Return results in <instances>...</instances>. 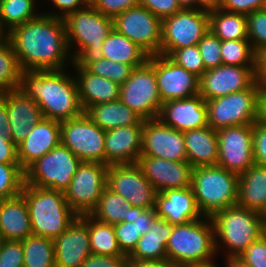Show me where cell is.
Returning a JSON list of instances; mask_svg holds the SVG:
<instances>
[{"label":"cell","instance_id":"6da1fadb","mask_svg":"<svg viewBox=\"0 0 266 267\" xmlns=\"http://www.w3.org/2000/svg\"><path fill=\"white\" fill-rule=\"evenodd\" d=\"M4 36L10 41L22 71L65 69L73 62L62 18L41 13Z\"/></svg>","mask_w":266,"mask_h":267},{"label":"cell","instance_id":"7a4b0ae2","mask_svg":"<svg viewBox=\"0 0 266 267\" xmlns=\"http://www.w3.org/2000/svg\"><path fill=\"white\" fill-rule=\"evenodd\" d=\"M66 70L22 71L19 89L38 104L44 118L61 122L84 113L75 76Z\"/></svg>","mask_w":266,"mask_h":267},{"label":"cell","instance_id":"3957f363","mask_svg":"<svg viewBox=\"0 0 266 267\" xmlns=\"http://www.w3.org/2000/svg\"><path fill=\"white\" fill-rule=\"evenodd\" d=\"M63 20L73 59L71 66L86 68L91 62L103 58L102 43L113 30L112 18L103 15L93 5H87Z\"/></svg>","mask_w":266,"mask_h":267},{"label":"cell","instance_id":"277c9868","mask_svg":"<svg viewBox=\"0 0 266 267\" xmlns=\"http://www.w3.org/2000/svg\"><path fill=\"white\" fill-rule=\"evenodd\" d=\"M211 219L214 224L216 252H221L223 243L222 249L226 257L239 256L266 230L264 215L239 205L218 211Z\"/></svg>","mask_w":266,"mask_h":267},{"label":"cell","instance_id":"5b68a950","mask_svg":"<svg viewBox=\"0 0 266 267\" xmlns=\"http://www.w3.org/2000/svg\"><path fill=\"white\" fill-rule=\"evenodd\" d=\"M21 194L29 208L33 235L54 239L79 216L68 205L63 191L24 183Z\"/></svg>","mask_w":266,"mask_h":267},{"label":"cell","instance_id":"8992f818","mask_svg":"<svg viewBox=\"0 0 266 267\" xmlns=\"http://www.w3.org/2000/svg\"><path fill=\"white\" fill-rule=\"evenodd\" d=\"M166 251L168 262L184 267L214 261L217 252L211 217L174 225Z\"/></svg>","mask_w":266,"mask_h":267},{"label":"cell","instance_id":"52a82bcc","mask_svg":"<svg viewBox=\"0 0 266 267\" xmlns=\"http://www.w3.org/2000/svg\"><path fill=\"white\" fill-rule=\"evenodd\" d=\"M239 175L219 167L193 168L192 189L200 213L212 217L218 211L237 205Z\"/></svg>","mask_w":266,"mask_h":267},{"label":"cell","instance_id":"ba28073f","mask_svg":"<svg viewBox=\"0 0 266 267\" xmlns=\"http://www.w3.org/2000/svg\"><path fill=\"white\" fill-rule=\"evenodd\" d=\"M81 162L60 143L24 171L25 184L64 192Z\"/></svg>","mask_w":266,"mask_h":267},{"label":"cell","instance_id":"9c48e42d","mask_svg":"<svg viewBox=\"0 0 266 267\" xmlns=\"http://www.w3.org/2000/svg\"><path fill=\"white\" fill-rule=\"evenodd\" d=\"M119 100L144 120L157 118L162 101L156 83L154 55L132 70L130 77L120 86Z\"/></svg>","mask_w":266,"mask_h":267},{"label":"cell","instance_id":"30bf717a","mask_svg":"<svg viewBox=\"0 0 266 267\" xmlns=\"http://www.w3.org/2000/svg\"><path fill=\"white\" fill-rule=\"evenodd\" d=\"M258 90L255 81L248 89L206 100L208 126L214 130L253 124L258 120Z\"/></svg>","mask_w":266,"mask_h":267},{"label":"cell","instance_id":"8fae6325","mask_svg":"<svg viewBox=\"0 0 266 267\" xmlns=\"http://www.w3.org/2000/svg\"><path fill=\"white\" fill-rule=\"evenodd\" d=\"M209 31V11L181 9L162 20L161 54L197 45Z\"/></svg>","mask_w":266,"mask_h":267},{"label":"cell","instance_id":"7c38bea8","mask_svg":"<svg viewBox=\"0 0 266 267\" xmlns=\"http://www.w3.org/2000/svg\"><path fill=\"white\" fill-rule=\"evenodd\" d=\"M108 165L98 162H81L64 191L68 205L80 216L90 214L98 205L107 187Z\"/></svg>","mask_w":266,"mask_h":267},{"label":"cell","instance_id":"4fadbf2b","mask_svg":"<svg viewBox=\"0 0 266 267\" xmlns=\"http://www.w3.org/2000/svg\"><path fill=\"white\" fill-rule=\"evenodd\" d=\"M61 144L69 148L82 162L105 164V133L85 112L60 122Z\"/></svg>","mask_w":266,"mask_h":267},{"label":"cell","instance_id":"5bb4252c","mask_svg":"<svg viewBox=\"0 0 266 267\" xmlns=\"http://www.w3.org/2000/svg\"><path fill=\"white\" fill-rule=\"evenodd\" d=\"M113 28L141 47L149 56L161 54L162 20L136 5L113 18Z\"/></svg>","mask_w":266,"mask_h":267},{"label":"cell","instance_id":"9a60e30c","mask_svg":"<svg viewBox=\"0 0 266 267\" xmlns=\"http://www.w3.org/2000/svg\"><path fill=\"white\" fill-rule=\"evenodd\" d=\"M219 167L238 175L253 164V124L224 127L217 130Z\"/></svg>","mask_w":266,"mask_h":267},{"label":"cell","instance_id":"2e32d148","mask_svg":"<svg viewBox=\"0 0 266 267\" xmlns=\"http://www.w3.org/2000/svg\"><path fill=\"white\" fill-rule=\"evenodd\" d=\"M107 187L132 206L155 208L157 191L137 163L108 165Z\"/></svg>","mask_w":266,"mask_h":267},{"label":"cell","instance_id":"e0dca14e","mask_svg":"<svg viewBox=\"0 0 266 267\" xmlns=\"http://www.w3.org/2000/svg\"><path fill=\"white\" fill-rule=\"evenodd\" d=\"M154 70L162 103L199 94V77L177 65L168 56L154 55Z\"/></svg>","mask_w":266,"mask_h":267},{"label":"cell","instance_id":"ac0fdd59","mask_svg":"<svg viewBox=\"0 0 266 267\" xmlns=\"http://www.w3.org/2000/svg\"><path fill=\"white\" fill-rule=\"evenodd\" d=\"M141 155L187 162L184 134L158 118L145 119Z\"/></svg>","mask_w":266,"mask_h":267},{"label":"cell","instance_id":"d6986e66","mask_svg":"<svg viewBox=\"0 0 266 267\" xmlns=\"http://www.w3.org/2000/svg\"><path fill=\"white\" fill-rule=\"evenodd\" d=\"M256 67L220 65L199 78V95L205 101L248 89L256 81Z\"/></svg>","mask_w":266,"mask_h":267},{"label":"cell","instance_id":"ffe728a7","mask_svg":"<svg viewBox=\"0 0 266 267\" xmlns=\"http://www.w3.org/2000/svg\"><path fill=\"white\" fill-rule=\"evenodd\" d=\"M53 243L56 267H80L91 254L88 214L78 216Z\"/></svg>","mask_w":266,"mask_h":267},{"label":"cell","instance_id":"44dd1931","mask_svg":"<svg viewBox=\"0 0 266 267\" xmlns=\"http://www.w3.org/2000/svg\"><path fill=\"white\" fill-rule=\"evenodd\" d=\"M137 164L157 193L166 189L187 188L192 185L193 167L189 162L140 155Z\"/></svg>","mask_w":266,"mask_h":267},{"label":"cell","instance_id":"7402d4cb","mask_svg":"<svg viewBox=\"0 0 266 267\" xmlns=\"http://www.w3.org/2000/svg\"><path fill=\"white\" fill-rule=\"evenodd\" d=\"M9 119V138L18 146L42 118L38 104L19 88L2 92Z\"/></svg>","mask_w":266,"mask_h":267},{"label":"cell","instance_id":"603a6c76","mask_svg":"<svg viewBox=\"0 0 266 267\" xmlns=\"http://www.w3.org/2000/svg\"><path fill=\"white\" fill-rule=\"evenodd\" d=\"M157 118L178 131L185 132L208 126L207 105L201 95L165 101Z\"/></svg>","mask_w":266,"mask_h":267},{"label":"cell","instance_id":"cb8c5ba5","mask_svg":"<svg viewBox=\"0 0 266 267\" xmlns=\"http://www.w3.org/2000/svg\"><path fill=\"white\" fill-rule=\"evenodd\" d=\"M155 211L159 218L173 225L186 224L203 217L192 187L166 189L157 193Z\"/></svg>","mask_w":266,"mask_h":267},{"label":"cell","instance_id":"d4e9b609","mask_svg":"<svg viewBox=\"0 0 266 267\" xmlns=\"http://www.w3.org/2000/svg\"><path fill=\"white\" fill-rule=\"evenodd\" d=\"M60 121L42 118L18 146V161L25 171L33 162L61 143Z\"/></svg>","mask_w":266,"mask_h":267},{"label":"cell","instance_id":"484cf974","mask_svg":"<svg viewBox=\"0 0 266 267\" xmlns=\"http://www.w3.org/2000/svg\"><path fill=\"white\" fill-rule=\"evenodd\" d=\"M143 125L118 127L105 133V164L137 163L142 151Z\"/></svg>","mask_w":266,"mask_h":267},{"label":"cell","instance_id":"4316f807","mask_svg":"<svg viewBox=\"0 0 266 267\" xmlns=\"http://www.w3.org/2000/svg\"><path fill=\"white\" fill-rule=\"evenodd\" d=\"M0 234L5 240L16 241L32 235L29 208L22 194L0 204Z\"/></svg>","mask_w":266,"mask_h":267},{"label":"cell","instance_id":"83f0119b","mask_svg":"<svg viewBox=\"0 0 266 267\" xmlns=\"http://www.w3.org/2000/svg\"><path fill=\"white\" fill-rule=\"evenodd\" d=\"M80 103L85 111L88 107L120 99V85L104 77L90 73L86 68L72 67Z\"/></svg>","mask_w":266,"mask_h":267},{"label":"cell","instance_id":"f1b7e54d","mask_svg":"<svg viewBox=\"0 0 266 267\" xmlns=\"http://www.w3.org/2000/svg\"><path fill=\"white\" fill-rule=\"evenodd\" d=\"M183 134L185 138L187 162H189L193 168L217 165V130L206 126L185 131Z\"/></svg>","mask_w":266,"mask_h":267},{"label":"cell","instance_id":"f546056e","mask_svg":"<svg viewBox=\"0 0 266 267\" xmlns=\"http://www.w3.org/2000/svg\"><path fill=\"white\" fill-rule=\"evenodd\" d=\"M237 205L266 217V166L253 164L239 175Z\"/></svg>","mask_w":266,"mask_h":267},{"label":"cell","instance_id":"4dcf8cb0","mask_svg":"<svg viewBox=\"0 0 266 267\" xmlns=\"http://www.w3.org/2000/svg\"><path fill=\"white\" fill-rule=\"evenodd\" d=\"M174 225L157 217L148 232L141 236L134 250L127 256L129 260H167L166 245Z\"/></svg>","mask_w":266,"mask_h":267},{"label":"cell","instance_id":"1f68e13d","mask_svg":"<svg viewBox=\"0 0 266 267\" xmlns=\"http://www.w3.org/2000/svg\"><path fill=\"white\" fill-rule=\"evenodd\" d=\"M84 112L105 131L130 125H144V119L120 100L99 103L88 107Z\"/></svg>","mask_w":266,"mask_h":267},{"label":"cell","instance_id":"d6a6232c","mask_svg":"<svg viewBox=\"0 0 266 267\" xmlns=\"http://www.w3.org/2000/svg\"><path fill=\"white\" fill-rule=\"evenodd\" d=\"M102 51L103 58L130 64L133 68L142 66L149 57L141 47L114 28L102 43Z\"/></svg>","mask_w":266,"mask_h":267},{"label":"cell","instance_id":"836d02e7","mask_svg":"<svg viewBox=\"0 0 266 267\" xmlns=\"http://www.w3.org/2000/svg\"><path fill=\"white\" fill-rule=\"evenodd\" d=\"M209 30L221 41L248 39L247 15L221 8L211 10Z\"/></svg>","mask_w":266,"mask_h":267},{"label":"cell","instance_id":"e575fe53","mask_svg":"<svg viewBox=\"0 0 266 267\" xmlns=\"http://www.w3.org/2000/svg\"><path fill=\"white\" fill-rule=\"evenodd\" d=\"M37 0H0V31L5 35L12 28L37 18Z\"/></svg>","mask_w":266,"mask_h":267},{"label":"cell","instance_id":"d590c367","mask_svg":"<svg viewBox=\"0 0 266 267\" xmlns=\"http://www.w3.org/2000/svg\"><path fill=\"white\" fill-rule=\"evenodd\" d=\"M88 232L91 254L126 256L120 249L113 225L100 222L88 214Z\"/></svg>","mask_w":266,"mask_h":267},{"label":"cell","instance_id":"8d00e7d4","mask_svg":"<svg viewBox=\"0 0 266 267\" xmlns=\"http://www.w3.org/2000/svg\"><path fill=\"white\" fill-rule=\"evenodd\" d=\"M132 207L123 196L106 187L102 192L98 205L90 215L100 222L115 225L126 221L128 208Z\"/></svg>","mask_w":266,"mask_h":267},{"label":"cell","instance_id":"74e56055","mask_svg":"<svg viewBox=\"0 0 266 267\" xmlns=\"http://www.w3.org/2000/svg\"><path fill=\"white\" fill-rule=\"evenodd\" d=\"M24 267H56L53 239L30 235L22 240Z\"/></svg>","mask_w":266,"mask_h":267},{"label":"cell","instance_id":"f35d334b","mask_svg":"<svg viewBox=\"0 0 266 267\" xmlns=\"http://www.w3.org/2000/svg\"><path fill=\"white\" fill-rule=\"evenodd\" d=\"M22 69L10 41L0 39V92L19 88Z\"/></svg>","mask_w":266,"mask_h":267},{"label":"cell","instance_id":"ab89813d","mask_svg":"<svg viewBox=\"0 0 266 267\" xmlns=\"http://www.w3.org/2000/svg\"><path fill=\"white\" fill-rule=\"evenodd\" d=\"M223 65L256 67L257 53L248 39L221 41Z\"/></svg>","mask_w":266,"mask_h":267},{"label":"cell","instance_id":"60d3db41","mask_svg":"<svg viewBox=\"0 0 266 267\" xmlns=\"http://www.w3.org/2000/svg\"><path fill=\"white\" fill-rule=\"evenodd\" d=\"M24 183L25 172L20 164L0 163V195L4 199L21 194Z\"/></svg>","mask_w":266,"mask_h":267},{"label":"cell","instance_id":"b9f144b4","mask_svg":"<svg viewBox=\"0 0 266 267\" xmlns=\"http://www.w3.org/2000/svg\"><path fill=\"white\" fill-rule=\"evenodd\" d=\"M86 69L94 75L109 79L121 86L130 77L134 68L130 64L116 63L115 61L101 58L91 62Z\"/></svg>","mask_w":266,"mask_h":267},{"label":"cell","instance_id":"7bdbcfd3","mask_svg":"<svg viewBox=\"0 0 266 267\" xmlns=\"http://www.w3.org/2000/svg\"><path fill=\"white\" fill-rule=\"evenodd\" d=\"M168 57L185 70L194 73L199 78L206 71L198 45L173 50Z\"/></svg>","mask_w":266,"mask_h":267},{"label":"cell","instance_id":"ee69618b","mask_svg":"<svg viewBox=\"0 0 266 267\" xmlns=\"http://www.w3.org/2000/svg\"><path fill=\"white\" fill-rule=\"evenodd\" d=\"M248 40L256 53L266 48V7L247 14Z\"/></svg>","mask_w":266,"mask_h":267},{"label":"cell","instance_id":"f6af8a7d","mask_svg":"<svg viewBox=\"0 0 266 267\" xmlns=\"http://www.w3.org/2000/svg\"><path fill=\"white\" fill-rule=\"evenodd\" d=\"M197 45L206 70L223 65L221 57V40L210 30Z\"/></svg>","mask_w":266,"mask_h":267},{"label":"cell","instance_id":"bcb514c9","mask_svg":"<svg viewBox=\"0 0 266 267\" xmlns=\"http://www.w3.org/2000/svg\"><path fill=\"white\" fill-rule=\"evenodd\" d=\"M113 227L121 251L128 256L134 250L137 242L141 238L136 223L123 221L113 225Z\"/></svg>","mask_w":266,"mask_h":267},{"label":"cell","instance_id":"7dc6e473","mask_svg":"<svg viewBox=\"0 0 266 267\" xmlns=\"http://www.w3.org/2000/svg\"><path fill=\"white\" fill-rule=\"evenodd\" d=\"M22 241L5 240L0 252V267H24Z\"/></svg>","mask_w":266,"mask_h":267},{"label":"cell","instance_id":"c3c4849f","mask_svg":"<svg viewBox=\"0 0 266 267\" xmlns=\"http://www.w3.org/2000/svg\"><path fill=\"white\" fill-rule=\"evenodd\" d=\"M239 257L251 267H266V230Z\"/></svg>","mask_w":266,"mask_h":267},{"label":"cell","instance_id":"681fc988","mask_svg":"<svg viewBox=\"0 0 266 267\" xmlns=\"http://www.w3.org/2000/svg\"><path fill=\"white\" fill-rule=\"evenodd\" d=\"M155 208H142L133 206L128 208V218L126 221L136 223L141 236L145 235L150 225L157 218Z\"/></svg>","mask_w":266,"mask_h":267},{"label":"cell","instance_id":"f907efd6","mask_svg":"<svg viewBox=\"0 0 266 267\" xmlns=\"http://www.w3.org/2000/svg\"><path fill=\"white\" fill-rule=\"evenodd\" d=\"M253 153L255 164L266 166V122L253 123Z\"/></svg>","mask_w":266,"mask_h":267},{"label":"cell","instance_id":"816d5d0a","mask_svg":"<svg viewBox=\"0 0 266 267\" xmlns=\"http://www.w3.org/2000/svg\"><path fill=\"white\" fill-rule=\"evenodd\" d=\"M139 5L147 8L161 20L181 10L176 0H139Z\"/></svg>","mask_w":266,"mask_h":267},{"label":"cell","instance_id":"f5cc1de1","mask_svg":"<svg viewBox=\"0 0 266 267\" xmlns=\"http://www.w3.org/2000/svg\"><path fill=\"white\" fill-rule=\"evenodd\" d=\"M139 5V0H97L93 6L103 15L114 18L125 10Z\"/></svg>","mask_w":266,"mask_h":267},{"label":"cell","instance_id":"db71d44e","mask_svg":"<svg viewBox=\"0 0 266 267\" xmlns=\"http://www.w3.org/2000/svg\"><path fill=\"white\" fill-rule=\"evenodd\" d=\"M266 7V0H222L220 8L235 13L248 14Z\"/></svg>","mask_w":266,"mask_h":267},{"label":"cell","instance_id":"11a10c76","mask_svg":"<svg viewBox=\"0 0 266 267\" xmlns=\"http://www.w3.org/2000/svg\"><path fill=\"white\" fill-rule=\"evenodd\" d=\"M127 256H104L90 254L80 267H127Z\"/></svg>","mask_w":266,"mask_h":267},{"label":"cell","instance_id":"9f6ffc18","mask_svg":"<svg viewBox=\"0 0 266 267\" xmlns=\"http://www.w3.org/2000/svg\"><path fill=\"white\" fill-rule=\"evenodd\" d=\"M51 5L55 6L53 12H42L43 14L64 19L68 14L86 7L88 4L85 0H48Z\"/></svg>","mask_w":266,"mask_h":267},{"label":"cell","instance_id":"6f0895ef","mask_svg":"<svg viewBox=\"0 0 266 267\" xmlns=\"http://www.w3.org/2000/svg\"><path fill=\"white\" fill-rule=\"evenodd\" d=\"M0 163L19 164L17 146L9 137H0Z\"/></svg>","mask_w":266,"mask_h":267},{"label":"cell","instance_id":"680465c9","mask_svg":"<svg viewBox=\"0 0 266 267\" xmlns=\"http://www.w3.org/2000/svg\"><path fill=\"white\" fill-rule=\"evenodd\" d=\"M256 82L266 84V48L260 50L256 57Z\"/></svg>","mask_w":266,"mask_h":267},{"label":"cell","instance_id":"91938a15","mask_svg":"<svg viewBox=\"0 0 266 267\" xmlns=\"http://www.w3.org/2000/svg\"><path fill=\"white\" fill-rule=\"evenodd\" d=\"M258 90V120L266 122V84L257 83Z\"/></svg>","mask_w":266,"mask_h":267},{"label":"cell","instance_id":"94428289","mask_svg":"<svg viewBox=\"0 0 266 267\" xmlns=\"http://www.w3.org/2000/svg\"><path fill=\"white\" fill-rule=\"evenodd\" d=\"M9 126L6 101L0 95V137H9Z\"/></svg>","mask_w":266,"mask_h":267},{"label":"cell","instance_id":"6125c7cd","mask_svg":"<svg viewBox=\"0 0 266 267\" xmlns=\"http://www.w3.org/2000/svg\"><path fill=\"white\" fill-rule=\"evenodd\" d=\"M167 260H129L127 267H163Z\"/></svg>","mask_w":266,"mask_h":267},{"label":"cell","instance_id":"be15d7a7","mask_svg":"<svg viewBox=\"0 0 266 267\" xmlns=\"http://www.w3.org/2000/svg\"><path fill=\"white\" fill-rule=\"evenodd\" d=\"M222 0H196V9L211 11L220 8Z\"/></svg>","mask_w":266,"mask_h":267},{"label":"cell","instance_id":"e7e4bbea","mask_svg":"<svg viewBox=\"0 0 266 267\" xmlns=\"http://www.w3.org/2000/svg\"><path fill=\"white\" fill-rule=\"evenodd\" d=\"M224 263L226 267H251L247 263H245L239 256L235 257H226L224 259Z\"/></svg>","mask_w":266,"mask_h":267},{"label":"cell","instance_id":"03108f58","mask_svg":"<svg viewBox=\"0 0 266 267\" xmlns=\"http://www.w3.org/2000/svg\"><path fill=\"white\" fill-rule=\"evenodd\" d=\"M181 9H196V0H176Z\"/></svg>","mask_w":266,"mask_h":267},{"label":"cell","instance_id":"003e7915","mask_svg":"<svg viewBox=\"0 0 266 267\" xmlns=\"http://www.w3.org/2000/svg\"><path fill=\"white\" fill-rule=\"evenodd\" d=\"M216 261H211V262H207V263H199V264H193V265H189L186 267H219L216 266Z\"/></svg>","mask_w":266,"mask_h":267},{"label":"cell","instance_id":"a7ac6f4b","mask_svg":"<svg viewBox=\"0 0 266 267\" xmlns=\"http://www.w3.org/2000/svg\"><path fill=\"white\" fill-rule=\"evenodd\" d=\"M163 267H184V266L179 265V264H175V263H171V262H167Z\"/></svg>","mask_w":266,"mask_h":267},{"label":"cell","instance_id":"89a4df30","mask_svg":"<svg viewBox=\"0 0 266 267\" xmlns=\"http://www.w3.org/2000/svg\"><path fill=\"white\" fill-rule=\"evenodd\" d=\"M5 239L3 238V236L0 234V252H1V248H2V245L4 243Z\"/></svg>","mask_w":266,"mask_h":267},{"label":"cell","instance_id":"2644e50d","mask_svg":"<svg viewBox=\"0 0 266 267\" xmlns=\"http://www.w3.org/2000/svg\"><path fill=\"white\" fill-rule=\"evenodd\" d=\"M88 5H93L97 0H85Z\"/></svg>","mask_w":266,"mask_h":267},{"label":"cell","instance_id":"8c879c8a","mask_svg":"<svg viewBox=\"0 0 266 267\" xmlns=\"http://www.w3.org/2000/svg\"><path fill=\"white\" fill-rule=\"evenodd\" d=\"M4 198L0 195V204L3 202Z\"/></svg>","mask_w":266,"mask_h":267},{"label":"cell","instance_id":"753ad0ef","mask_svg":"<svg viewBox=\"0 0 266 267\" xmlns=\"http://www.w3.org/2000/svg\"><path fill=\"white\" fill-rule=\"evenodd\" d=\"M3 36H4L3 33L0 31V39H1Z\"/></svg>","mask_w":266,"mask_h":267}]
</instances>
